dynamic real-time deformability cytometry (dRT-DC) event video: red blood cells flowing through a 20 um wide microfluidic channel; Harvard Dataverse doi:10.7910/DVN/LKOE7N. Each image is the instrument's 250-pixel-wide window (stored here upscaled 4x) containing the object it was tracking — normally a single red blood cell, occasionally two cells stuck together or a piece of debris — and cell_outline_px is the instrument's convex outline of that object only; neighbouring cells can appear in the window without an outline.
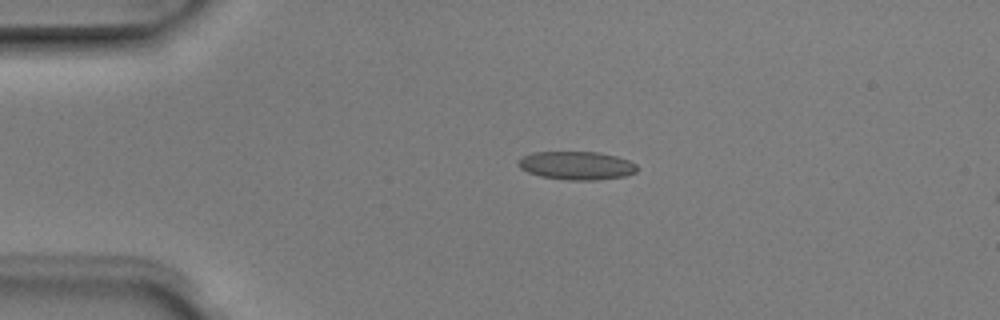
{"species": "Egyptian fruit bat (a non-hibernating species)", "species_latin": "Rousettus aegyptiacus", "temperature_condition": "room temperature", "stored_images_in_passage": 4, "segment_of_instrument_passage": [1, 2], "camera_frame_rate_fps": 3000, "um_per_image_px": 0.085, "animal": {"sex": "male"}, "frame": {"image": 1, "passage_image": 2, "time_ms": 0.333, "image_size_px": [1000, 320], "cell_outline_px": [[636, 172], [624, 176], [596, 180], [568, 180], [540, 176], [528, 172], [520, 168], [516, 164], [516, 160], [532, 152], [596, 152], [616, 156], [628, 160], [636, 164]], "centroid_in_image_um": [48.97, 14.07], "position_along_channel_um": 36.0, "area_um2": 19.59}}